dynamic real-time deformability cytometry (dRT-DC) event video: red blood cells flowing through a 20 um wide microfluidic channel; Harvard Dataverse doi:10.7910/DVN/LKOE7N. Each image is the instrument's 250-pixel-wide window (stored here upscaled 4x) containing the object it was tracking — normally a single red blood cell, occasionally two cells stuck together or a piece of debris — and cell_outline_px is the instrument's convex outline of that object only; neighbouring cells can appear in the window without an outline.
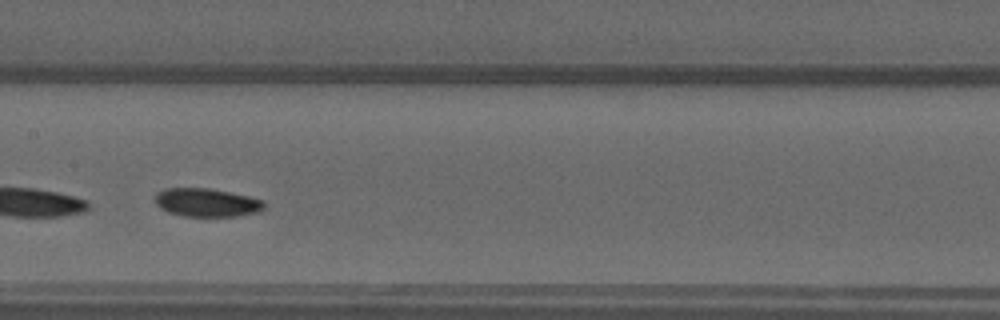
{"species": "common noctule bat (a hibernating species)", "species_latin": "Nyctalus noctula", "temperature_condition": "warm", "stored_images_in_passage": 31, "camera_frame_rate_fps": 3000, "um_per_image_px": 0.085, "animal": {"sex": "male", "forearm_length_mm": 52.5}, "frame": {"image": 1, "passage_image": 14, "time_ms": 4.333, "image_size_px": [1000, 320], "cell_outline_px": [[264, 208], [260, 212], [236, 216], [184, 216], [168, 212], [160, 208], [156, 204], [156, 192], [164, 188], [208, 188], [248, 196], [260, 200], [264, 204]], "centroid_in_image_um": [17.54, 17.22], "position_along_channel_um": 189.9, "area_um2": 17.92}, "authors_computed_cell_mechanics": {"area_um2": 18.5538, "velocity_mm_per_s": 4.0082, "shape_relaxation_time_tau1_ms": 7.493, "shape_relaxation_time_tau2_ms": 9.2887, "deformation_change_tau1": 0.1538, "deformation_change_tau2": 0.1405}}